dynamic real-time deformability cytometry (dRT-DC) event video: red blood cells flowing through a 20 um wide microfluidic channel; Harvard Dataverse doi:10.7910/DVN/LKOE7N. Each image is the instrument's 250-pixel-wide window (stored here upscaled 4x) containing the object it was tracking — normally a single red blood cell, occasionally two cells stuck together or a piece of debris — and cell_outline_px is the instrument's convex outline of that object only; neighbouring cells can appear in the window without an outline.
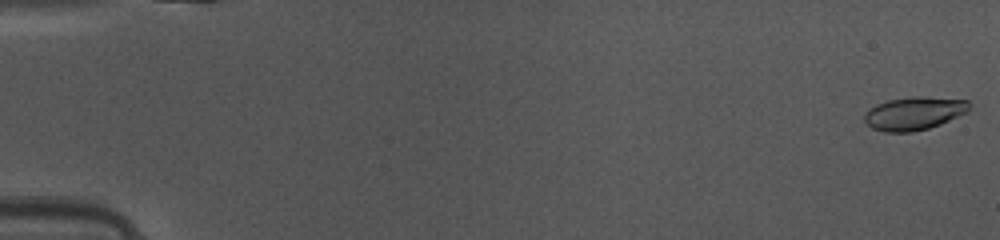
{"species": "common noctule bat (a hibernating species)", "species_latin": "Nyctalus noctula", "temperature_condition": "warm", "stored_images_in_passage": 48, "camera_frame_rate_fps": 3000, "um_per_image_px": 0.085, "animal": {"sex": "female", "body_mass_g": 10.0, "forearm_length_mm": 53.1}, "frame": {"image": 1, "passage_image": 1, "time_ms": 0.0, "image_size_px": [1000, 240], "cell_outline_px": [[972, 104], [968, 112], [940, 124], [928, 128], [912, 132], [884, 132], [872, 128], [864, 120], [864, 116], [876, 104], [888, 100], [916, 96], [924, 96], [968, 100]], "centroid_in_image_um": [77.75, 9.63], "position_along_channel_um": 7.3, "area_um2": 20.23}}
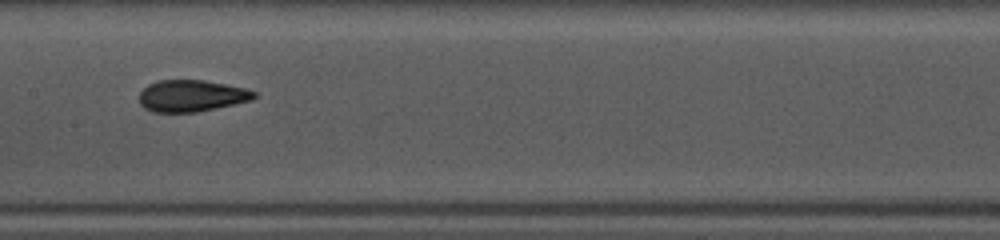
{"frame": {"image": 2, "passage_image": 25, "time_ms": 8.0, "image_size_px": [1000, 240], "cell_outline_px": [[256, 96], [252, 100], [236, 104], [196, 112], [152, 112], [144, 108], [140, 104], [140, 92], [148, 84], [156, 80], [204, 80], [244, 88], [256, 92]], "centroid_in_image_um": [16.26, 8.15], "position_along_channel_um": 191.1, "area_um2": 21.21}}
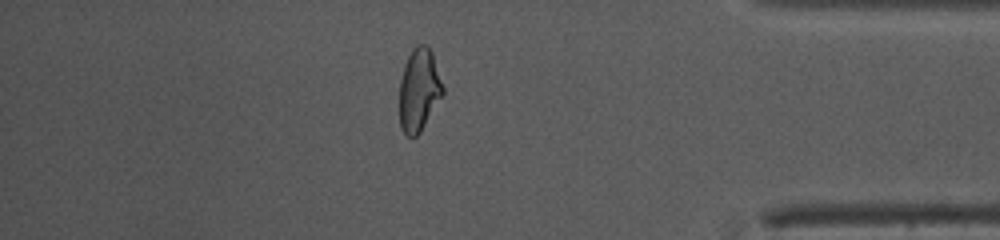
{"frame": {"image": 3, "passage_image": 42, "time_ms": 13.667, "image_size_px": [1000, 240], "cell_outline_px": [[444, 92], [420, 132], [416, 136], [408, 136], [400, 128], [400, 80], [404, 64], [412, 48], [416, 44], [424, 44], [432, 52], [444, 88]], "centroid_in_image_um": [35.61, 7.62], "position_along_channel_um": 399.6, "area_um2": 20.75}, "authors_computed_cell_mechanics": {"area_um2": 20.9814, "velocity_mm_per_s": 4.1527, "shape_relaxation_time_tau1_ms": 4.1739, "shape_relaxation_time_tau2_ms": 1.3272, "deformation_change_tau1": 0.1639, "deformation_change_tau2": 0.0907}}